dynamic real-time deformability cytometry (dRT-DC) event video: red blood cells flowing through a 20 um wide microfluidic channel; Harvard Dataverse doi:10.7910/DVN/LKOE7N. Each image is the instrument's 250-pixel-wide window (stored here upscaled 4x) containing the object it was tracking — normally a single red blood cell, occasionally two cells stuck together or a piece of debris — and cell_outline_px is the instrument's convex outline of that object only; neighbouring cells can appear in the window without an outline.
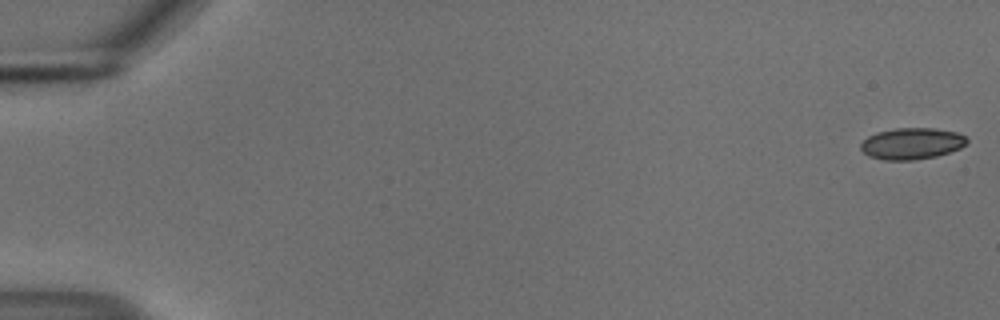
{"species": "common noctule bat (a hibernating species)", "species_latin": "Nyctalus noctula", "temperature_condition": "cold", "stored_images_in_passage": 55, "camera_frame_rate_fps": 3000, "um_per_image_px": 0.085, "animal": {"sex": "male", "body_mass_g": 18.8}, "frame": {"image": 1, "passage_image": 1, "time_ms": 0.0, "image_size_px": [1000, 320], "cell_outline_px": [[968, 140], [960, 148], [936, 156], [912, 160], [884, 160], [868, 156], [860, 148], [860, 144], [868, 136], [876, 132], [896, 128], [932, 128], [956, 132], [964, 136]], "centroid_in_image_um": [77.46, 12.2], "position_along_channel_um": 7.5, "area_um2": 19.31}}
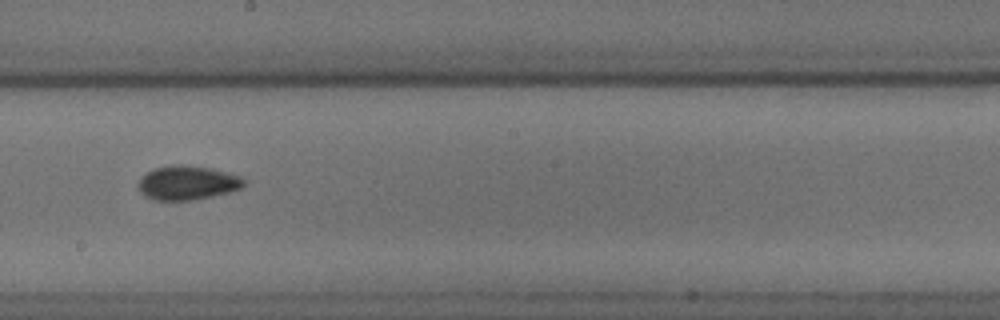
{"frame": {"image": 2, "passage_image": 32, "time_ms": 10.333, "image_size_px": [1000, 320], "cell_outline_px": [[244, 184], [240, 188], [232, 192], [192, 200], [152, 200], [144, 196], [140, 192], [136, 184], [140, 176], [156, 168], [172, 164], [184, 164], [208, 168], [228, 172], [244, 176]], "centroid_in_image_um": [15.91, 15.54], "position_along_channel_um": 232.3, "area_um2": 21.33}}
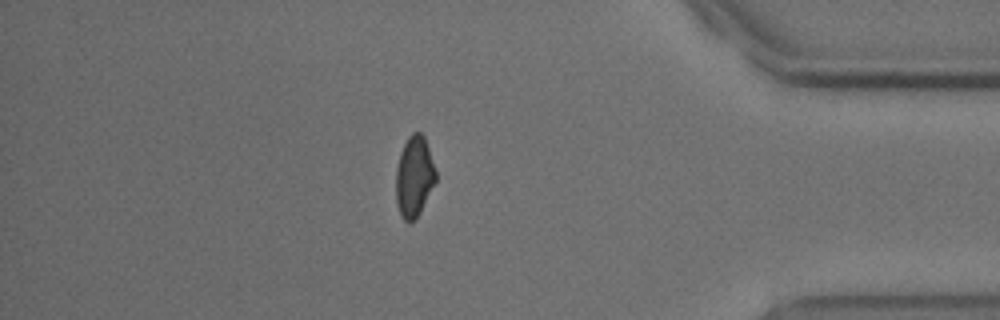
{"frame": {"image": 3, "passage_image": 48, "time_ms": 15.667, "image_size_px": [1000, 320], "cell_outline_px": [[436, 180], [420, 212], [408, 224], [404, 220], [400, 212], [396, 200], [396, 168], [400, 152], [408, 136], [412, 132], [420, 132], [424, 136], [436, 172]], "centroid_in_image_um": [35.19, 14.98], "position_along_channel_um": 400.0, "area_um2": 18.5}, "authors_computed_cell_mechanics": {"area_um2": 19.5364, "velocity_mm_per_s": 3.699, "shape_relaxation_time_tau1_ms": 7.7908, "shape_relaxation_time_tau2_ms": 2.1991, "deformation_change_tau1": 0.0921, "deformation_change_tau2": 0.0628}}